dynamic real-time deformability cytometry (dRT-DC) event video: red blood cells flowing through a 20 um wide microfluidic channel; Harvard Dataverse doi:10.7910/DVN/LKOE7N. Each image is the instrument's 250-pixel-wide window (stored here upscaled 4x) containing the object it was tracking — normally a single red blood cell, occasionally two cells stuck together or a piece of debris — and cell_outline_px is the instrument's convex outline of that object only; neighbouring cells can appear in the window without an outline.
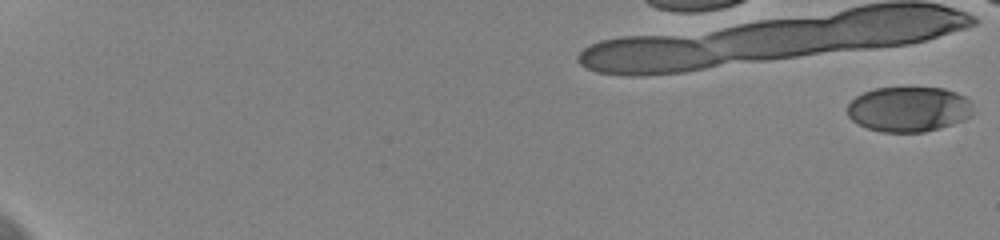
{"species": "human", "species_latin": "Homo sapiens", "temperature_condition": "cold", "stored_images_in_passage": 17, "camera_frame_rate_fps": 3000, "um_per_image_px": 0.085, "donor": {"sex": "female"}, "frame": {"image": 1, "passage_image": 1, "time_ms": 0.0, "image_size_px": [1000, 240], "cell_outline_px": [[972, 116], [964, 120], [952, 124], [924, 132], [880, 132], [868, 128], [852, 120], [848, 116], [848, 104], [856, 96], [864, 92], [876, 88], [944, 88], [956, 92], [964, 96], [972, 104]], "centroid_in_image_um": [77.25, 9.28], "position_along_channel_um": 7.7, "area_um2": 33.0}}